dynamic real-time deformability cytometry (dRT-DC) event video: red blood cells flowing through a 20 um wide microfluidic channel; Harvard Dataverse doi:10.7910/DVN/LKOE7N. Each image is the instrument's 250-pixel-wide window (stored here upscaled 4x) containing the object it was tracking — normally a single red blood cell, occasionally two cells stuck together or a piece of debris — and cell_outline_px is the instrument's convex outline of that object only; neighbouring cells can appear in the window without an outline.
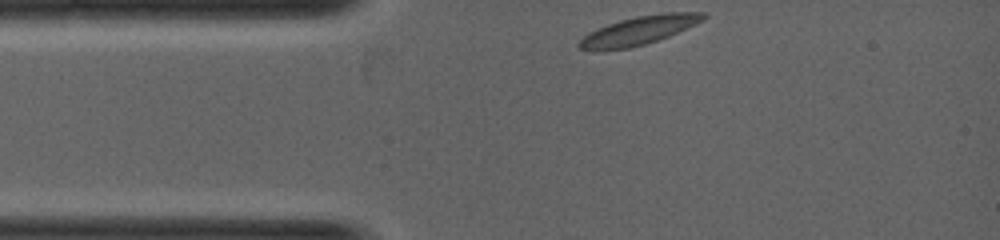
{"species": "common noctule bat (a hibernating species)", "species_latin": "Nyctalus noctula", "temperature_condition": "warm", "stored_images_in_passage": 25, "camera_frame_rate_fps": 5000, "um_per_image_px": 0.085, "animal": {"sex": "female", "body_mass_g": 19.0, "forearm_length_mm": 53.3}, "frame": {"image": 1, "passage_image": 1, "time_ms": 0.0, "image_size_px": [1000, 240], "cell_outline_px": [[708, 16], [704, 20], [668, 36], [644, 44], [628, 48], [580, 48], [576, 44], [588, 32], [608, 24], [620, 20], [636, 16], [664, 12], [704, 12]], "centroid_in_image_um": [54.38, 2.54], "position_along_channel_um": 30.6, "area_um2": 20.0}}
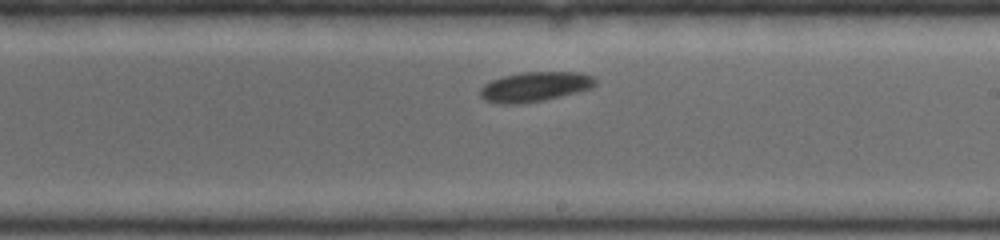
{"frame": {"image": 2, "passage_image": 15, "time_ms": 2.8, "image_size_px": [1000, 240], "cell_outline_px": [[596, 84], [592, 88], [580, 92], [544, 100], [520, 104], [500, 104], [484, 100], [480, 96], [480, 88], [484, 84], [492, 80], [504, 76], [520, 72], [580, 72], [596, 76]], "centroid_in_image_um": [45.5, 7.37], "position_along_channel_um": 243.5, "area_um2": 20.29}}
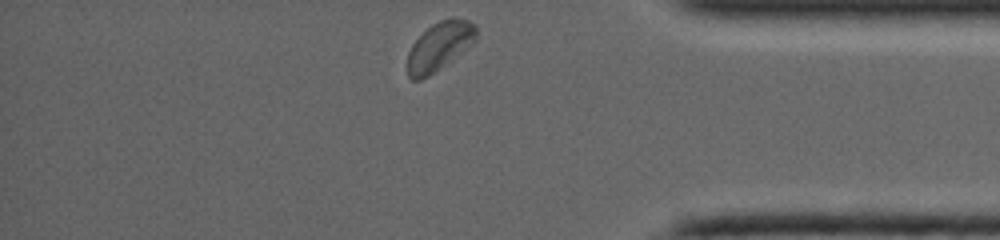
{"frame": {"image": 3, "passage_image": 25, "time_ms": 4.8, "image_size_px": [1000, 240], "cell_outline_px": [[476, 40], [452, 60], [428, 76], [420, 80], [412, 80], [408, 76], [408, 52], [412, 44], [432, 24], [440, 20], [452, 16], [468, 20], [476, 24]], "centroid_in_image_um": [37.37, 3.91], "position_along_channel_um": 397.8, "area_um2": 19.36}}